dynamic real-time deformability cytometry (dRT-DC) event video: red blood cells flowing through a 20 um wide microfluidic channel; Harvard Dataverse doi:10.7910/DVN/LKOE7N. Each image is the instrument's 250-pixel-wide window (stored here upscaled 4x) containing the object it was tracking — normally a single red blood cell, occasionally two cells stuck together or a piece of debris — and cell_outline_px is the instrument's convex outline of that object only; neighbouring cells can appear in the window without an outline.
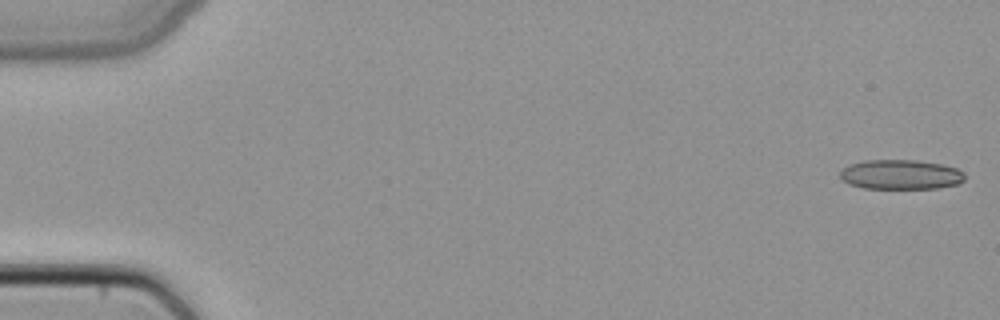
{"species": "common noctule bat (a hibernating species)", "species_latin": "Nyctalus noctula", "temperature_condition": "cold", "stored_images_in_passage": 22, "camera_frame_rate_fps": 3000, "um_per_image_px": 0.085, "animal": {"sex": "female", "body_mass_g": 22.7, "forearm_length_mm": 54.2}, "frame": {"image": 1, "passage_image": 1, "time_ms": 0.0, "image_size_px": [1000, 320], "cell_outline_px": [[964, 180], [956, 184], [936, 188], [864, 188], [848, 184], [840, 176], [840, 172], [848, 164], [864, 160], [916, 160], [940, 164], [956, 168], [964, 172]], "centroid_in_image_um": [76.54, 14.83], "position_along_channel_um": 8.5, "area_um2": 21.44}}
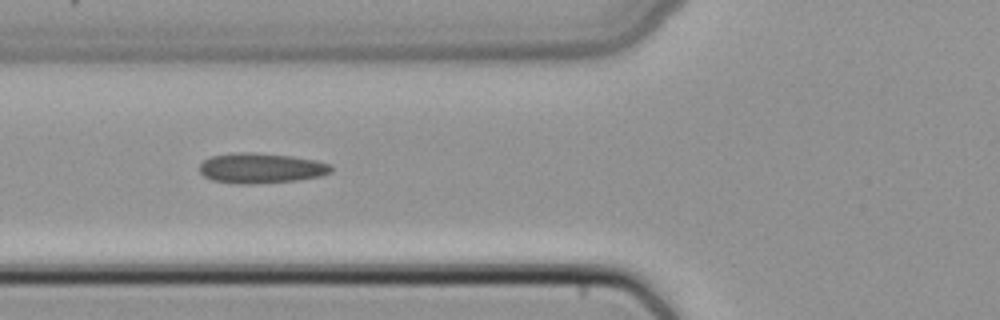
{"frame": {"image": 2, "passage_image": 19, "time_ms": 6.0, "image_size_px": [1000, 320], "cell_outline_px": [[332, 172], [320, 176], [300, 180], [256, 184], [236, 184], [212, 180], [204, 176], [200, 172], [200, 164], [204, 160], [212, 156], [232, 152], [256, 152], [292, 156], [316, 160], [332, 164]], "centroid_in_image_um": [22.2, 14.29], "position_along_channel_um": 103.6, "area_um2": 23.52}}
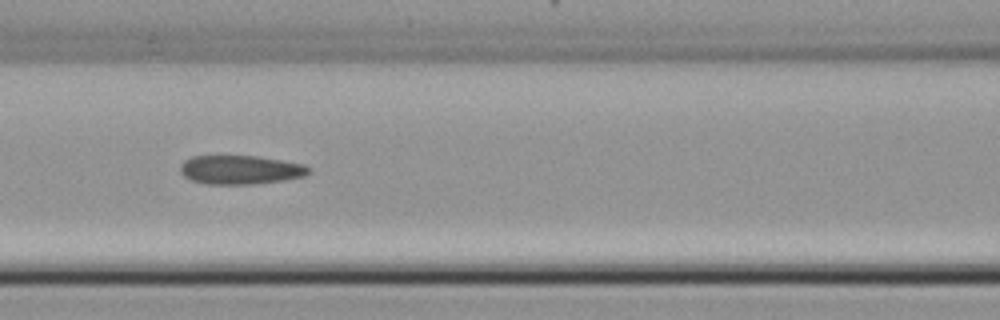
{"frame": {"image": 3, "passage_image": 22, "time_ms": 7.0, "image_size_px": [1000, 320], "cell_outline_px": [[312, 172], [304, 176], [284, 180], [252, 184], [208, 184], [192, 180], [184, 176], [180, 172], [180, 164], [184, 160], [192, 156], [260, 156], [304, 164], [312, 168]], "centroid_in_image_um": [20.46, 14.42], "position_along_channel_um": 146.1, "area_um2": 21.79}}